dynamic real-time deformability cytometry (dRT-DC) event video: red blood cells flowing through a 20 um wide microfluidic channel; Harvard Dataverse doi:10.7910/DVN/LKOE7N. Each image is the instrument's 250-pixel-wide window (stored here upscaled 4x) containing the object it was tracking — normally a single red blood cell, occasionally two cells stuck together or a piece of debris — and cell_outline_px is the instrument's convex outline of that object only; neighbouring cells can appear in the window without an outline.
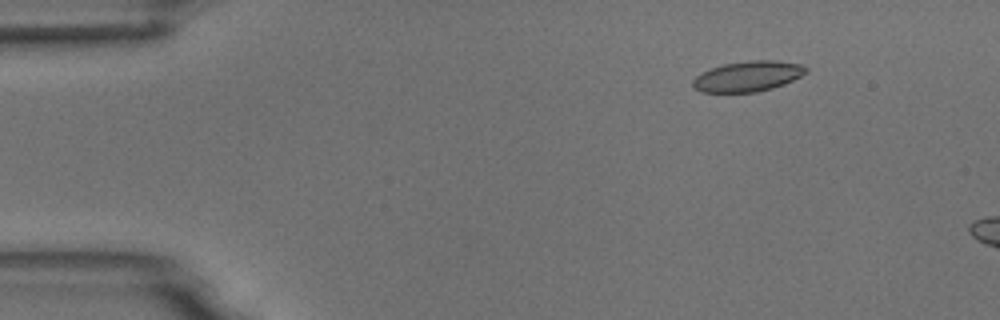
{"species": "common noctule bat (a hibernating species)", "species_latin": "Nyctalus noctula", "temperature_condition": "room temperature", "stored_images_in_passage": 4, "camera_frame_rate_fps": 3000, "um_per_image_px": 0.085, "animal": {"sex": "male", "body_mass_g": 18.8}, "frame": {"image": 1, "passage_image": 2, "time_ms": 1.0, "image_size_px": [1000, 320], "cell_outline_px": [[808, 72], [784, 84], [772, 88], [756, 92], [700, 92], [692, 84], [692, 80], [700, 72], [724, 64], [748, 60], [776, 60], [804, 64], [808, 68]], "centroid_in_image_um": [63.59, 6.47], "position_along_channel_um": 21.4, "area_um2": 20.17}}